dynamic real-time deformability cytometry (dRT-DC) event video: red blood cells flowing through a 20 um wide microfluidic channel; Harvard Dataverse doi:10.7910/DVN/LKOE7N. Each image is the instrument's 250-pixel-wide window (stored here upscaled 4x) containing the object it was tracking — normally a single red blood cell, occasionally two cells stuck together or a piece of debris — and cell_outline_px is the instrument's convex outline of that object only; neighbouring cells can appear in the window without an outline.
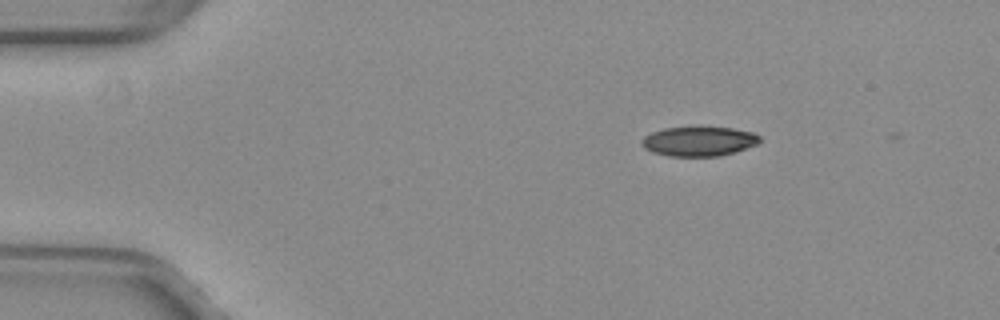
{"species": "common noctule bat (a hibernating species)", "species_latin": "Nyctalus noctula", "temperature_condition": "warm", "stored_images_in_passage": 2, "camera_frame_rate_fps": 3000, "um_per_image_px": 0.085, "animal": {"sex": "female", "body_mass_g": 29.2, "forearm_length_mm": 56.3}, "frame": {"image": 1, "passage_image": 1, "time_ms": 0.0, "image_size_px": [1000, 320], "cell_outline_px": [[760, 140], [756, 144], [736, 152], [720, 156], [672, 156], [656, 152], [644, 148], [640, 144], [640, 140], [644, 136], [652, 132], [664, 128], [732, 128], [752, 132], [760, 136]], "centroid_in_image_um": [59.4, 12.02], "position_along_channel_um": 25.6, "area_um2": 20.0}}